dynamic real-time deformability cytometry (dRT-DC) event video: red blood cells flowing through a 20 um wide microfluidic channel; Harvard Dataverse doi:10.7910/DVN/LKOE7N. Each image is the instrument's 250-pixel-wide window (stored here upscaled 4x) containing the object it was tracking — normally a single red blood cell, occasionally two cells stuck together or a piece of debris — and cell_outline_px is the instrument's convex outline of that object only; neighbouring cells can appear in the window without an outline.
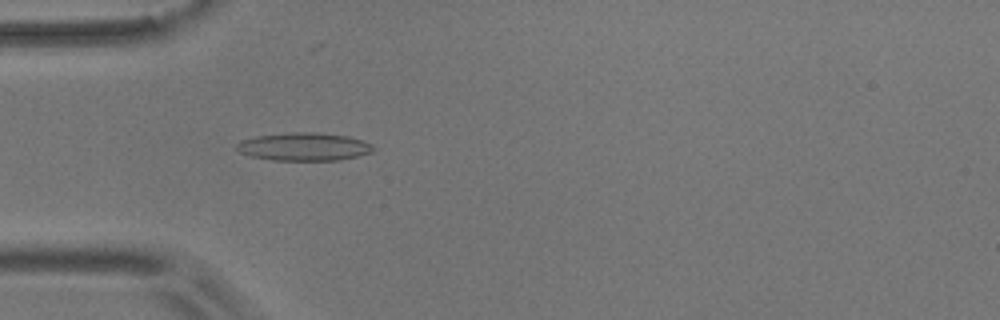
{"species": "common noctule bat (a hibernating species)", "species_latin": "Nyctalus noctula", "temperature_condition": "room temperature", "stored_images_in_passage": 43, "camera_frame_rate_fps": 3000, "um_per_image_px": 0.085, "animal": {"sex": "male", "body_mass_g": 17.9}, "frame": {"image": 1, "passage_image": 6, "time_ms": 1.667, "image_size_px": [1000, 320], "cell_outline_px": [[376, 148], [372, 152], [340, 160], [272, 160], [252, 156], [240, 152], [236, 148], [236, 144], [240, 140], [256, 136], [292, 132], [316, 132], [348, 136], [372, 144]], "centroid_in_image_um": [25.84, 12.46], "position_along_channel_um": 59.2, "area_um2": 22.25}}
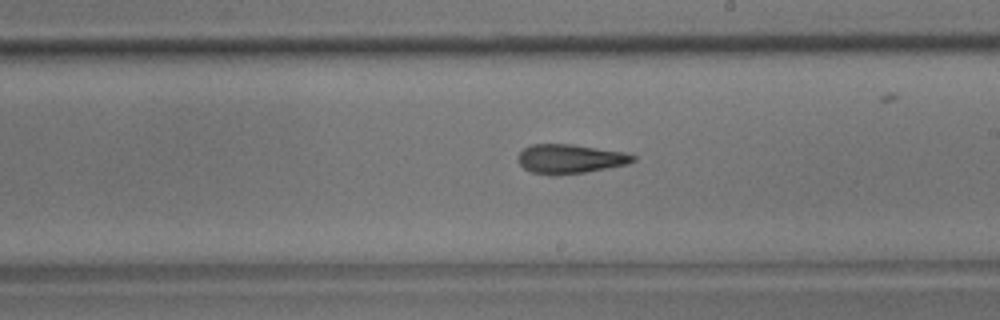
{"frame": {"image": 2, "passage_image": 21, "time_ms": 6.667, "image_size_px": [1000, 320], "cell_outline_px": [[636, 160], [628, 164], [608, 168], [584, 172], [556, 176], [552, 176], [532, 172], [524, 168], [516, 160], [516, 156], [524, 148], [532, 144], [572, 144], [624, 152], [636, 156]], "centroid_in_image_um": [48.43, 13.51], "position_along_channel_um": 240.6, "area_um2": 19.77}}
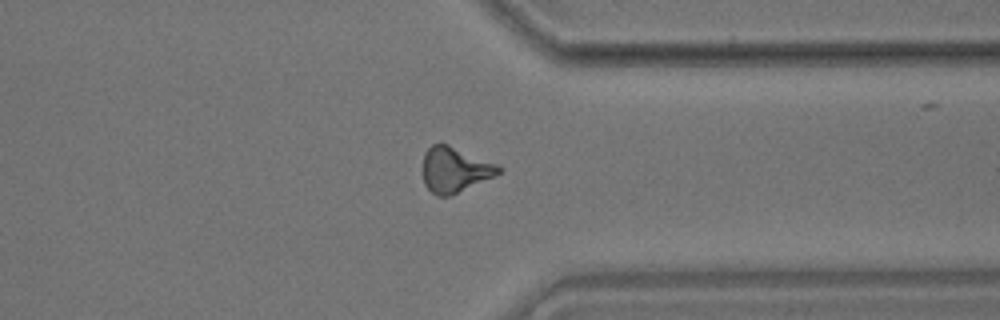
{"frame": {"image": 3, "passage_image": 32, "time_ms": 10.333, "image_size_px": [1000, 320], "cell_outline_px": [[504, 168], [496, 176], [448, 196], [436, 196], [424, 184], [424, 152], [432, 144], [448, 144], [496, 164]], "centroid_in_image_um": [38.66, 14.42], "position_along_channel_um": 372.7, "area_um2": 19.71}, "authors_computed_cell_mechanics": {"area_um2": 19.4208, "velocity_mm_per_s": 3.6778, "shape_relaxation_time_tau1_ms": 7.7804, "shape_relaxation_time_tau2_ms": 3.4919, "deformation_change_tau1": 0.2057, "deformation_change_tau2": 0.1407}}